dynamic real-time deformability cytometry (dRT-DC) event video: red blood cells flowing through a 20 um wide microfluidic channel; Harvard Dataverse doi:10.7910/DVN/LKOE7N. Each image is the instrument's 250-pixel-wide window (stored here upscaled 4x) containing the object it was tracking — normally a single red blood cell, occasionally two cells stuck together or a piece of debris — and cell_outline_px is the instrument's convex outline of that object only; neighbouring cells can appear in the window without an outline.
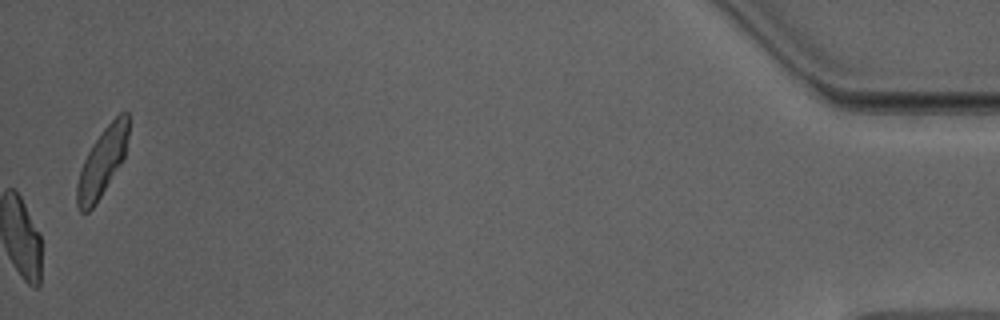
{"species": "Egyptian fruit bat (a non-hibernating species)", "species_latin": "Rousettus aegyptiacus", "temperature_condition": "warm", "stored_images_in_passage": 40, "camera_frame_rate_fps": 3000, "um_per_image_px": 0.085, "animal": {"sex": "male"}, "frame": {"image": 1, "passage_image": 40, "time_ms": 13.0, "image_size_px": [1000, 320], "cell_outline_px": [[128, 136], [124, 160], [96, 204], [88, 212], [80, 212], [76, 204], [76, 184], [84, 160], [92, 144], [104, 128], [120, 112], [128, 112]], "centroid_in_image_um": [8.69, 13.82], "position_along_channel_um": 426.5, "area_um2": 20.52}, "authors_computed_cell_mechanics": {"area_um2": 20.9814, "velocity_mm_per_s": 3.961, "shape_relaxation_time_tau1_ms": 4.5713, "shape_relaxation_time_tau2_ms": 1.0623, "deformation_change_tau1": 0.1457, "deformation_change_tau2": 0.0776}}